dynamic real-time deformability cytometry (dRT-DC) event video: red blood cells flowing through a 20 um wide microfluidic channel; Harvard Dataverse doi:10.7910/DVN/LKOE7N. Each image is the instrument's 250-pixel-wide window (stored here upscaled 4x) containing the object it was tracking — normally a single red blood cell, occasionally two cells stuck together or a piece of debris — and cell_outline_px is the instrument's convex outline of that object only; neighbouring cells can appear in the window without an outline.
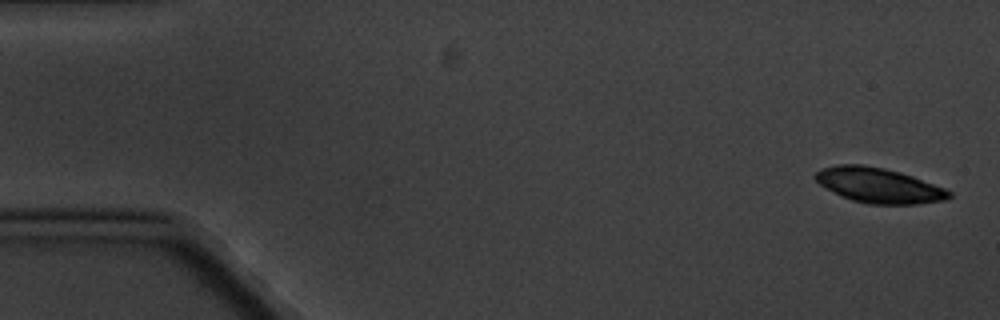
{"species": "common noctule bat (a hibernating species)", "species_latin": "Nyctalus noctula", "temperature_condition": "cold", "stored_images_in_passage": 6, "segment_of_instrument_passage": [2, 2], "camera_frame_rate_fps": 3000, "um_per_image_px": 0.085, "animal": {"sex": "male", "body_mass_g": 20.1, "forearm_length_mm": 53.5}, "frame": {"image": 1, "passage_image": 6, "time_ms": 6.333, "image_size_px": [1000, 320], "cell_outline_px": [[952, 196], [944, 200], [916, 204], [868, 204], [852, 200], [820, 184], [812, 176], [820, 168], [836, 164], [864, 164], [884, 168], [900, 172], [912, 176], [944, 188], [952, 192]], "centroid_in_image_um": [74.68, 15.74], "position_along_channel_um": 10.3, "area_um2": 27.11}}